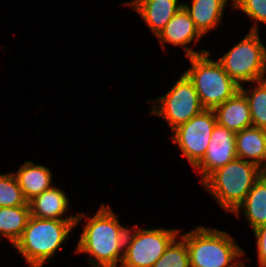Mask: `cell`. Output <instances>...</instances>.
Segmentation results:
<instances>
[{"label": "cell", "mask_w": 266, "mask_h": 267, "mask_svg": "<svg viewBox=\"0 0 266 267\" xmlns=\"http://www.w3.org/2000/svg\"><path fill=\"white\" fill-rule=\"evenodd\" d=\"M97 209L92 216L77 212L75 227L85 223L74 254L89 255L87 260L92 267H120L129 227L121 224L110 205L102 203Z\"/></svg>", "instance_id": "obj_1"}, {"label": "cell", "mask_w": 266, "mask_h": 267, "mask_svg": "<svg viewBox=\"0 0 266 267\" xmlns=\"http://www.w3.org/2000/svg\"><path fill=\"white\" fill-rule=\"evenodd\" d=\"M186 242L190 267H243L245 251L227 231L197 226L179 234Z\"/></svg>", "instance_id": "obj_2"}, {"label": "cell", "mask_w": 266, "mask_h": 267, "mask_svg": "<svg viewBox=\"0 0 266 267\" xmlns=\"http://www.w3.org/2000/svg\"><path fill=\"white\" fill-rule=\"evenodd\" d=\"M76 220H55L30 216L20 239L12 248L22 255L28 267H43L69 240Z\"/></svg>", "instance_id": "obj_3"}, {"label": "cell", "mask_w": 266, "mask_h": 267, "mask_svg": "<svg viewBox=\"0 0 266 267\" xmlns=\"http://www.w3.org/2000/svg\"><path fill=\"white\" fill-rule=\"evenodd\" d=\"M264 172L254 163L235 158L212 172L200 185L222 210L233 213Z\"/></svg>", "instance_id": "obj_4"}, {"label": "cell", "mask_w": 266, "mask_h": 267, "mask_svg": "<svg viewBox=\"0 0 266 267\" xmlns=\"http://www.w3.org/2000/svg\"><path fill=\"white\" fill-rule=\"evenodd\" d=\"M211 52L186 57L191 65L183 71L192 81L203 108L208 110H214L240 90L219 61L210 57Z\"/></svg>", "instance_id": "obj_5"}, {"label": "cell", "mask_w": 266, "mask_h": 267, "mask_svg": "<svg viewBox=\"0 0 266 267\" xmlns=\"http://www.w3.org/2000/svg\"><path fill=\"white\" fill-rule=\"evenodd\" d=\"M259 33L248 30L240 42L217 58L239 86L266 79V45Z\"/></svg>", "instance_id": "obj_6"}, {"label": "cell", "mask_w": 266, "mask_h": 267, "mask_svg": "<svg viewBox=\"0 0 266 267\" xmlns=\"http://www.w3.org/2000/svg\"><path fill=\"white\" fill-rule=\"evenodd\" d=\"M180 231V228L144 229L135 223L128 228L120 267H152Z\"/></svg>", "instance_id": "obj_7"}, {"label": "cell", "mask_w": 266, "mask_h": 267, "mask_svg": "<svg viewBox=\"0 0 266 267\" xmlns=\"http://www.w3.org/2000/svg\"><path fill=\"white\" fill-rule=\"evenodd\" d=\"M147 102L151 107L149 114L163 118L171 132L204 110L192 81L184 72L164 95Z\"/></svg>", "instance_id": "obj_8"}, {"label": "cell", "mask_w": 266, "mask_h": 267, "mask_svg": "<svg viewBox=\"0 0 266 267\" xmlns=\"http://www.w3.org/2000/svg\"><path fill=\"white\" fill-rule=\"evenodd\" d=\"M216 124L214 110L204 109L172 131L171 142L179 147L182 157L192 168L204 157Z\"/></svg>", "instance_id": "obj_9"}, {"label": "cell", "mask_w": 266, "mask_h": 267, "mask_svg": "<svg viewBox=\"0 0 266 267\" xmlns=\"http://www.w3.org/2000/svg\"><path fill=\"white\" fill-rule=\"evenodd\" d=\"M235 138V132L216 124L204 157L194 167V171L200 173V183L212 172L237 158Z\"/></svg>", "instance_id": "obj_10"}, {"label": "cell", "mask_w": 266, "mask_h": 267, "mask_svg": "<svg viewBox=\"0 0 266 267\" xmlns=\"http://www.w3.org/2000/svg\"><path fill=\"white\" fill-rule=\"evenodd\" d=\"M203 37L205 36L200 33L193 20L190 18L188 11L182 6L170 19L156 39H158L163 51L166 49L165 45L170 44L174 47L183 48L185 56L189 57L210 51L207 49L195 51L194 48L192 49L191 45H189L194 43L192 46H196Z\"/></svg>", "instance_id": "obj_11"}, {"label": "cell", "mask_w": 266, "mask_h": 267, "mask_svg": "<svg viewBox=\"0 0 266 267\" xmlns=\"http://www.w3.org/2000/svg\"><path fill=\"white\" fill-rule=\"evenodd\" d=\"M63 189L54 185L40 195L30 200V213L32 217L55 219V220H76L77 214L70 215L71 202ZM69 214V216L66 214Z\"/></svg>", "instance_id": "obj_12"}, {"label": "cell", "mask_w": 266, "mask_h": 267, "mask_svg": "<svg viewBox=\"0 0 266 267\" xmlns=\"http://www.w3.org/2000/svg\"><path fill=\"white\" fill-rule=\"evenodd\" d=\"M182 6L180 0H134L128 7L139 14L157 37Z\"/></svg>", "instance_id": "obj_13"}, {"label": "cell", "mask_w": 266, "mask_h": 267, "mask_svg": "<svg viewBox=\"0 0 266 267\" xmlns=\"http://www.w3.org/2000/svg\"><path fill=\"white\" fill-rule=\"evenodd\" d=\"M183 3L197 29L204 36L221 25L224 10L233 0H190Z\"/></svg>", "instance_id": "obj_14"}, {"label": "cell", "mask_w": 266, "mask_h": 267, "mask_svg": "<svg viewBox=\"0 0 266 267\" xmlns=\"http://www.w3.org/2000/svg\"><path fill=\"white\" fill-rule=\"evenodd\" d=\"M12 172L28 202L54 186L51 169L45 165L36 164L32 160H26L17 171Z\"/></svg>", "instance_id": "obj_15"}, {"label": "cell", "mask_w": 266, "mask_h": 267, "mask_svg": "<svg viewBox=\"0 0 266 267\" xmlns=\"http://www.w3.org/2000/svg\"><path fill=\"white\" fill-rule=\"evenodd\" d=\"M214 113L219 125L225 126L235 133L252 127L249 104L240 90L216 107Z\"/></svg>", "instance_id": "obj_16"}, {"label": "cell", "mask_w": 266, "mask_h": 267, "mask_svg": "<svg viewBox=\"0 0 266 267\" xmlns=\"http://www.w3.org/2000/svg\"><path fill=\"white\" fill-rule=\"evenodd\" d=\"M237 158L251 162L266 172V130L249 127L236 132Z\"/></svg>", "instance_id": "obj_17"}, {"label": "cell", "mask_w": 266, "mask_h": 267, "mask_svg": "<svg viewBox=\"0 0 266 267\" xmlns=\"http://www.w3.org/2000/svg\"><path fill=\"white\" fill-rule=\"evenodd\" d=\"M232 214L238 219L244 216L252 230L266 224V172L255 182Z\"/></svg>", "instance_id": "obj_18"}, {"label": "cell", "mask_w": 266, "mask_h": 267, "mask_svg": "<svg viewBox=\"0 0 266 267\" xmlns=\"http://www.w3.org/2000/svg\"><path fill=\"white\" fill-rule=\"evenodd\" d=\"M30 216V206L0 207V239H6L13 247L22 236Z\"/></svg>", "instance_id": "obj_19"}, {"label": "cell", "mask_w": 266, "mask_h": 267, "mask_svg": "<svg viewBox=\"0 0 266 267\" xmlns=\"http://www.w3.org/2000/svg\"><path fill=\"white\" fill-rule=\"evenodd\" d=\"M249 84L240 86V91L248 101L252 126L266 130V79Z\"/></svg>", "instance_id": "obj_20"}, {"label": "cell", "mask_w": 266, "mask_h": 267, "mask_svg": "<svg viewBox=\"0 0 266 267\" xmlns=\"http://www.w3.org/2000/svg\"><path fill=\"white\" fill-rule=\"evenodd\" d=\"M29 206L13 172L0 173V207Z\"/></svg>", "instance_id": "obj_21"}, {"label": "cell", "mask_w": 266, "mask_h": 267, "mask_svg": "<svg viewBox=\"0 0 266 267\" xmlns=\"http://www.w3.org/2000/svg\"><path fill=\"white\" fill-rule=\"evenodd\" d=\"M152 267H190V257L185 240L178 235Z\"/></svg>", "instance_id": "obj_22"}, {"label": "cell", "mask_w": 266, "mask_h": 267, "mask_svg": "<svg viewBox=\"0 0 266 267\" xmlns=\"http://www.w3.org/2000/svg\"><path fill=\"white\" fill-rule=\"evenodd\" d=\"M233 9L242 11L253 21L249 31H259L260 23L266 24V0H233Z\"/></svg>", "instance_id": "obj_23"}, {"label": "cell", "mask_w": 266, "mask_h": 267, "mask_svg": "<svg viewBox=\"0 0 266 267\" xmlns=\"http://www.w3.org/2000/svg\"><path fill=\"white\" fill-rule=\"evenodd\" d=\"M256 239L258 267H266V224L253 230Z\"/></svg>", "instance_id": "obj_24"}, {"label": "cell", "mask_w": 266, "mask_h": 267, "mask_svg": "<svg viewBox=\"0 0 266 267\" xmlns=\"http://www.w3.org/2000/svg\"><path fill=\"white\" fill-rule=\"evenodd\" d=\"M134 0H128V1H126V2H122V3H120V5H122V6H129L132 2H133Z\"/></svg>", "instance_id": "obj_25"}]
</instances>
